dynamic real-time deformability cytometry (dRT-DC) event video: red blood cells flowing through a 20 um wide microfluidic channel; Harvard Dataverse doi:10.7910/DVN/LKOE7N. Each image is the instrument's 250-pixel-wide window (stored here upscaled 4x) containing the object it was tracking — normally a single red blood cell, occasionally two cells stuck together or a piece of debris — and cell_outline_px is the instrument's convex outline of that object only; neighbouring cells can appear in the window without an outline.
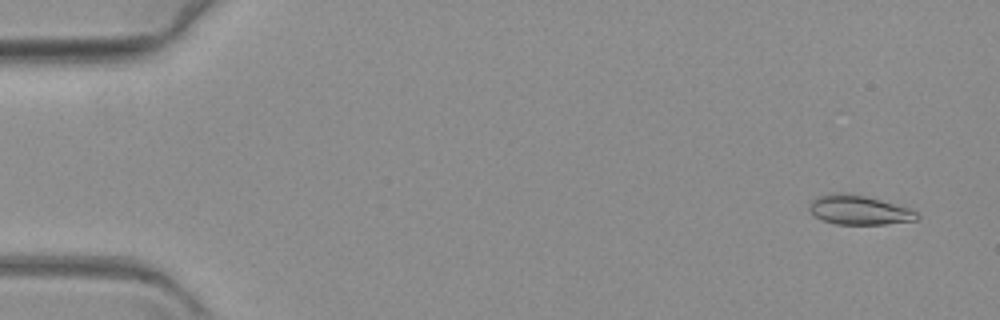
{"species": "common noctule bat (a hibernating species)", "species_latin": "Nyctalus noctula", "temperature_condition": "warm", "stored_images_in_passage": 62, "camera_frame_rate_fps": 3000, "um_per_image_px": 0.085, "animal": {"sex": "female", "body_mass_g": 19.3, "forearm_length_mm": 54.1}, "frame": {"image": 1, "passage_image": 4, "time_ms": 1.0, "image_size_px": [1000, 320], "cell_outline_px": [[920, 216], [916, 220], [884, 224], [836, 224], [820, 220], [808, 208], [808, 204], [816, 196], [864, 196], [880, 200], [908, 208], [916, 212]], "centroid_in_image_um": [73.03, 17.91], "position_along_channel_um": 12.0, "area_um2": 17.51}}
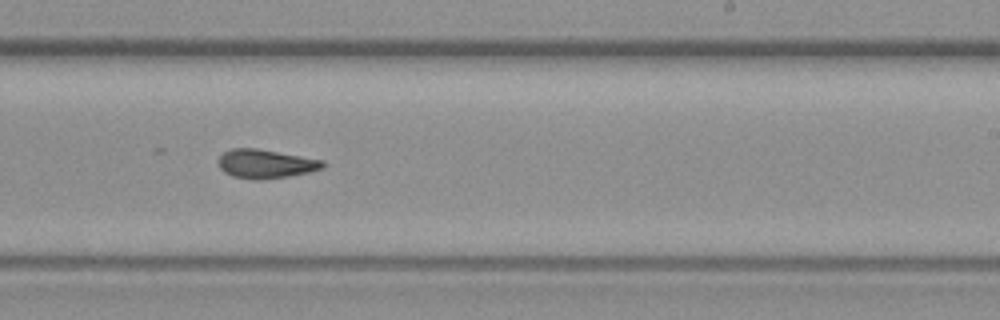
{"frame": {"image": 2, "passage_image": 39, "time_ms": 12.667, "image_size_px": [1000, 320], "cell_outline_px": [[324, 168], [308, 172], [288, 176], [260, 180], [256, 180], [232, 176], [224, 172], [220, 168], [216, 160], [224, 152], [232, 148], [256, 148], [324, 160]], "centroid_in_image_um": [22.55, 13.92], "position_along_channel_um": 266.5, "area_um2": 17.57}}
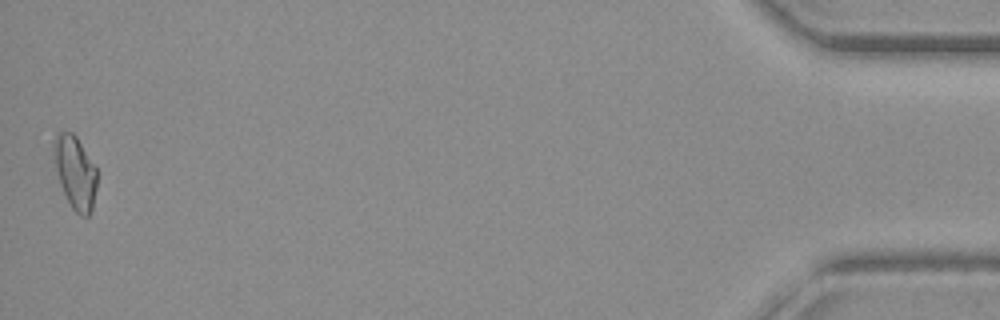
{"frame": {"image": 3, "passage_image": 62, "time_ms": 20.333, "image_size_px": [1000, 320], "cell_outline_px": [[96, 188], [92, 212], [88, 216], [80, 216], [72, 208], [60, 184], [56, 168], [52, 144], [52, 140], [56, 132], [72, 132], [76, 136], [96, 168]], "centroid_in_image_um": [6.38, 14.64], "position_along_channel_um": 428.8, "area_um2": 18.26}}